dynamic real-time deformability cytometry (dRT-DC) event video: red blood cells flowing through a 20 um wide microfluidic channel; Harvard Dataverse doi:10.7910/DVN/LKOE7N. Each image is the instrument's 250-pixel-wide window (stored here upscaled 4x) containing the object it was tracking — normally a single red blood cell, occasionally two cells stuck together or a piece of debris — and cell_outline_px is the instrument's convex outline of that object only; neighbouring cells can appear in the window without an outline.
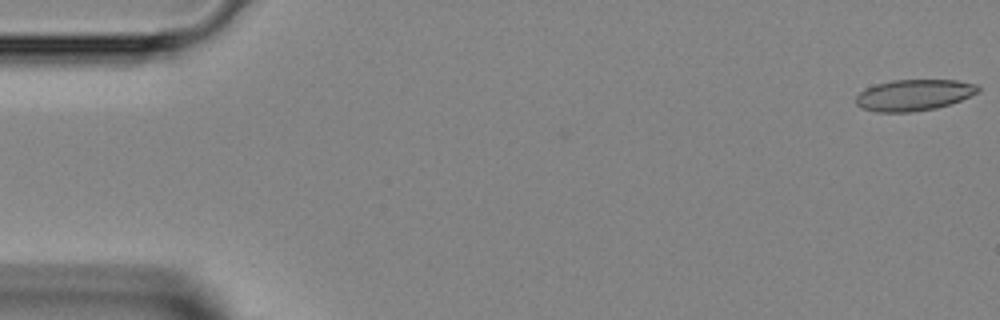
{"species": "Egyptian fruit bat (a non-hibernating species)", "species_latin": "Rousettus aegyptiacus", "temperature_condition": "room temperature", "stored_images_in_passage": 21, "camera_frame_rate_fps": 3000, "um_per_image_px": 0.085, "animal": {"sex": "female"}, "frame": {"image": 1, "passage_image": 1, "time_ms": 0.0, "image_size_px": [1000, 320], "cell_outline_px": [[980, 92], [960, 100], [936, 108], [912, 112], [876, 112], [860, 108], [856, 104], [856, 96], [860, 92], [876, 84], [892, 80], [956, 80], [976, 84], [980, 88]], "centroid_in_image_um": [77.68, 8.08], "position_along_channel_um": 7.3, "area_um2": 22.2}}
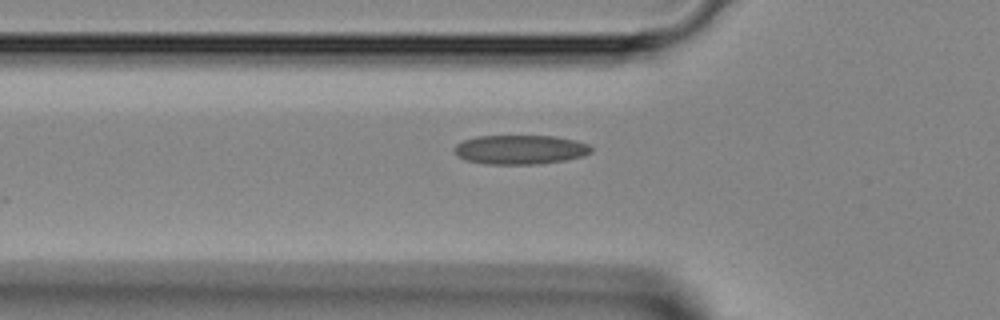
{"frame": {"image": 2, "passage_image": 15, "time_ms": 4.667, "image_size_px": [1000, 320], "cell_outline_px": [[592, 152], [584, 156], [564, 160], [540, 164], [484, 164], [464, 160], [456, 156], [452, 148], [456, 144], [464, 140], [476, 136], [556, 136], [576, 140], [588, 144], [592, 148]], "centroid_in_image_um": [44.19, 12.72], "position_along_channel_um": 81.6, "area_um2": 23.64}}
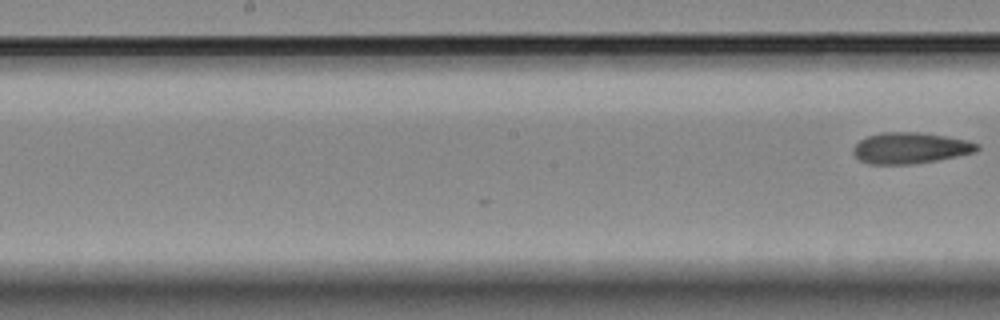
{"frame": {"image": 3, "passage_image": 21, "time_ms": 6.667, "image_size_px": [1000, 320], "cell_outline_px": [[980, 148], [976, 152], [936, 160], [912, 164], [868, 164], [860, 160], [852, 152], [852, 148], [860, 140], [868, 136], [884, 132], [920, 132], [968, 140], [980, 144]], "centroid_in_image_um": [77.38, 12.58], "position_along_channel_um": 170.8, "area_um2": 22.43}}